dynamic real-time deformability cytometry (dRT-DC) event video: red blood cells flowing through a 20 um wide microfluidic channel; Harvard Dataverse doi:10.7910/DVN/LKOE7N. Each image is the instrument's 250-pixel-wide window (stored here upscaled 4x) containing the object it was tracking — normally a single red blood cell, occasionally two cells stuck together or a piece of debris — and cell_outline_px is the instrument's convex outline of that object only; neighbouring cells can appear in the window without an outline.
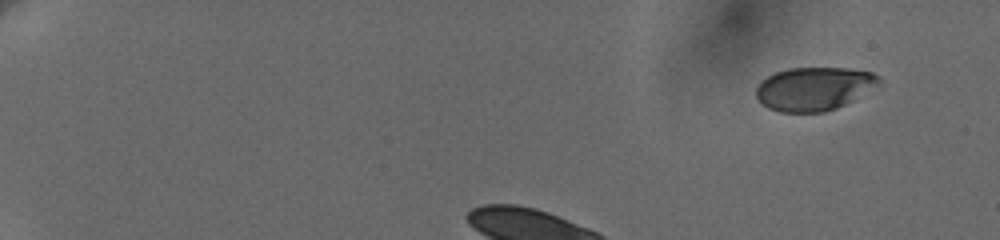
{"species": "human", "species_latin": "Homo sapiens", "temperature_condition": "cold", "stored_images_in_passage": 23, "camera_frame_rate_fps": 3000, "um_per_image_px": 0.085, "donor": {"sex": "female"}, "frame": {"image": 1, "passage_image": 1, "time_ms": 0.0, "image_size_px": [1000, 240], "cell_outline_px": [[880, 80], [876, 84], [852, 100], [836, 108], [824, 112], [780, 112], [768, 108], [756, 96], [756, 88], [760, 80], [776, 72], [788, 68], [848, 68], [872, 72], [880, 76]], "centroid_in_image_um": [69.14, 7.53], "position_along_channel_um": 15.9, "area_um2": 30.69}}
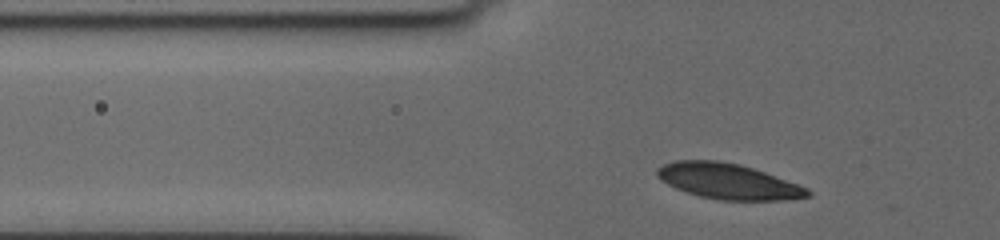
{"frame": {"image": 2, "passage_image": 13, "time_ms": 2.333, "image_size_px": [1000, 240], "cell_outline_px": [[812, 196], [792, 200], [720, 200], [700, 196], [676, 188], [660, 180], [656, 176], [656, 168], [664, 164], [676, 160], [716, 160], [740, 164], [764, 172], [808, 188], [812, 192]], "centroid_in_image_um": [61.9, 15.41], "position_along_channel_um": 63.9, "area_um2": 31.15}}
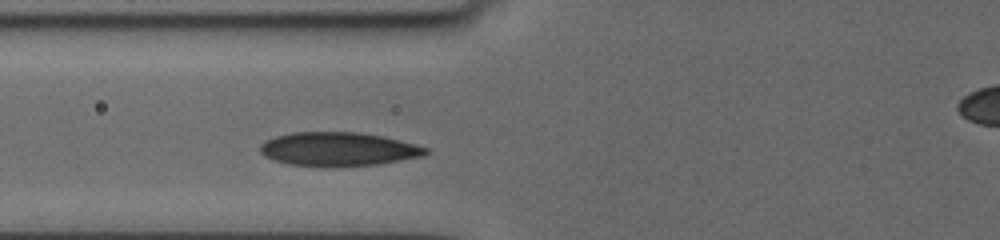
{"frame": {"image": 3, "passage_image": 20, "time_ms": 3.667, "image_size_px": [1000, 240], "cell_outline_px": [[428, 152], [424, 156], [380, 164], [324, 168], [288, 164], [264, 156], [260, 152], [260, 144], [276, 136], [296, 132], [356, 132], [380, 136], [416, 144], [428, 148]], "centroid_in_image_um": [28.76, 12.7], "position_along_channel_um": 97.0, "area_um2": 32.77}}